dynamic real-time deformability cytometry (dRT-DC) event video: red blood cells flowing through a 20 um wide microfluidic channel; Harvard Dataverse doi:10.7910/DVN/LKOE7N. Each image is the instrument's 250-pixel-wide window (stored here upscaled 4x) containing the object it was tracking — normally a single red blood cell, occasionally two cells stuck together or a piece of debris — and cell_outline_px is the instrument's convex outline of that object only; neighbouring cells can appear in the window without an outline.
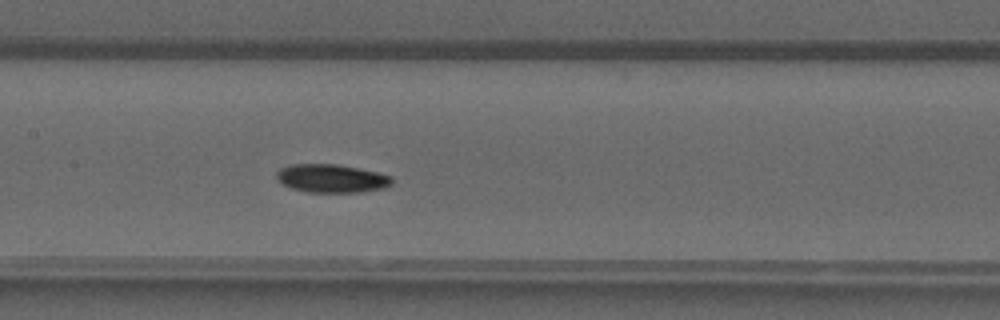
{"species": "common noctule bat (a hibernating species)", "species_latin": "Nyctalus noctula", "temperature_condition": "warm", "stored_images_in_passage": 36, "camera_frame_rate_fps": 3000, "um_per_image_px": 0.085, "animal": {"sex": "male", "forearm_length_mm": 52.5}, "frame": {"image": 1, "passage_image": 13, "time_ms": 4.0, "image_size_px": [1000, 320], "cell_outline_px": [[392, 184], [388, 188], [360, 192], [308, 192], [292, 188], [276, 180], [276, 172], [280, 168], [292, 164], [336, 164], [380, 172], [392, 176]], "centroid_in_image_um": [28.22, 15.16], "position_along_channel_um": 179.2, "area_um2": 19.25}}
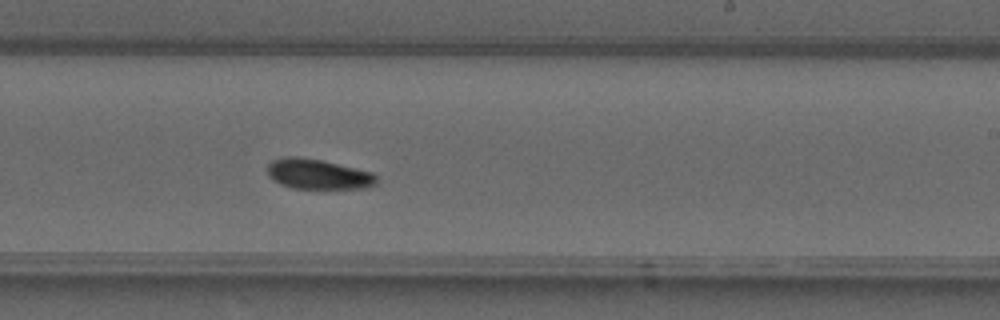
{"frame": {"image": 2, "passage_image": 19, "time_ms": 6.0, "image_size_px": [1000, 320], "cell_outline_px": [[376, 184], [368, 188], [292, 188], [280, 184], [272, 180], [268, 176], [268, 164], [272, 160], [284, 156], [296, 156], [320, 160], [372, 172], [376, 176]], "centroid_in_image_um": [26.99, 14.8], "position_along_channel_um": 262.0, "area_um2": 19.07}}
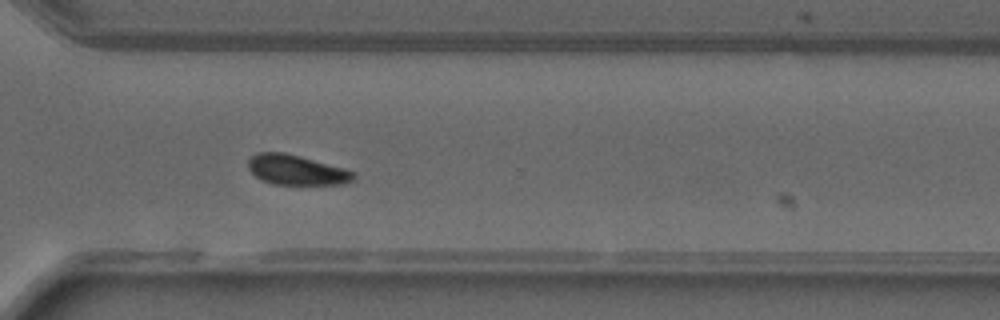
{"frame": {"image": 3, "passage_image": 25, "time_ms": 8.0, "image_size_px": [1000, 320], "cell_outline_px": [[356, 176], [352, 180], [344, 184], [272, 184], [256, 176], [248, 168], [248, 160], [256, 152], [284, 152], [300, 156], [344, 168], [356, 172]], "centroid_in_image_um": [25.21, 14.44], "position_along_channel_um": 345.4, "area_um2": 18.32}, "authors_computed_cell_mechanics": {"area_um2": 19.0451, "velocity_mm_per_s": 4.1656, "shape_relaxation_time_tau1_ms": 3.4601, "shape_relaxation_time_tau2_ms": null, "deformation_change_tau1": 0.1198, "deformation_change_tau2": null}}